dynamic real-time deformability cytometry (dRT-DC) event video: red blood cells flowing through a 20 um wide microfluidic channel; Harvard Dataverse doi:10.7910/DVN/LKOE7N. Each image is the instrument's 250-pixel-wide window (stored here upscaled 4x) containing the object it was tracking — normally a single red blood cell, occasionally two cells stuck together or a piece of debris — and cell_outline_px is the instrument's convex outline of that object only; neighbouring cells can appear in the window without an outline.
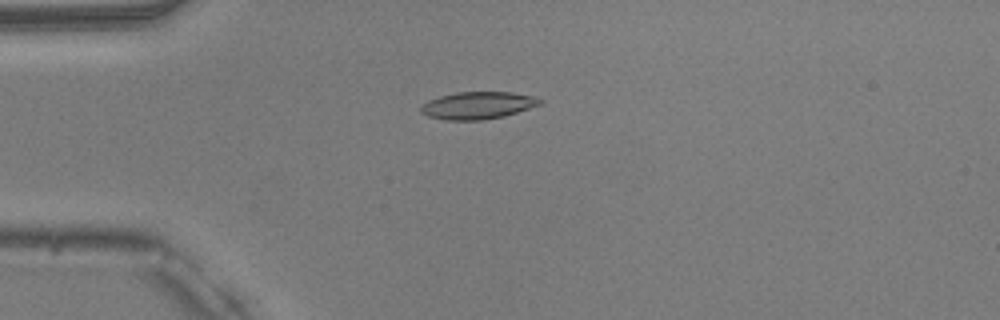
{"species": "common noctule bat (a hibernating species)", "species_latin": "Nyctalus noctula", "temperature_condition": "warm", "stored_images_in_passage": 51, "camera_frame_rate_fps": 3000, "um_per_image_px": 0.085, "animal": {"sex": "male", "body_mass_g": 20.5, "forearm_length_mm": 52.5}, "frame": {"image": 1, "passage_image": 14, "time_ms": 4.333, "image_size_px": [1000, 320], "cell_outline_px": [[544, 100], [540, 104], [504, 116], [480, 120], [444, 120], [428, 116], [420, 112], [420, 108], [428, 100], [440, 96], [456, 92], [512, 92], [532, 96]], "centroid_in_image_um": [40.58, 8.95], "position_along_channel_um": 44.4, "area_um2": 18.79}}
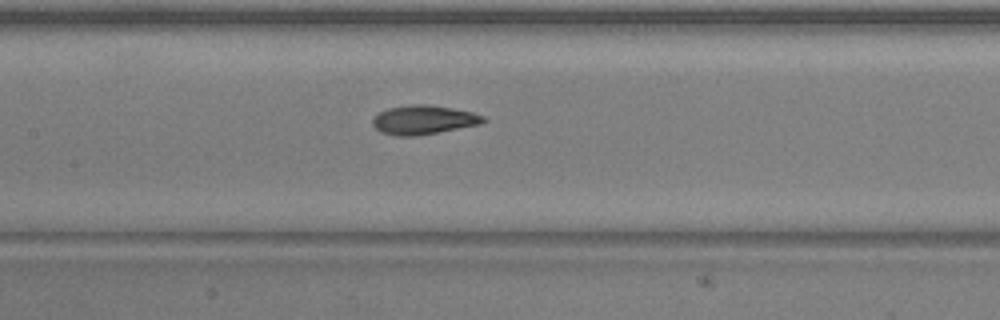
{"frame": {"image": 2, "passage_image": 25, "time_ms": 8.0, "image_size_px": [1000, 320], "cell_outline_px": [[488, 120], [480, 124], [416, 136], [396, 136], [380, 132], [372, 124], [372, 120], [380, 112], [388, 108], [412, 104], [428, 104], [452, 108], [472, 112], [484, 116]], "centroid_in_image_um": [36.0, 10.18], "position_along_channel_um": 171.4, "area_um2": 18.67}}
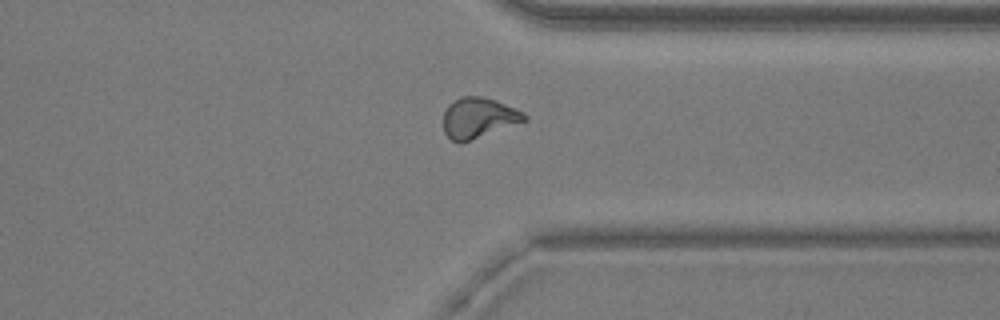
{"frame": {"image": 3, "passage_image": 40, "time_ms": 13.0, "image_size_px": [1000, 320], "cell_outline_px": [[528, 120], [460, 144], [452, 140], [444, 132], [444, 112], [448, 104], [460, 96], [480, 96], [496, 100], [524, 112], [528, 116]], "centroid_in_image_um": [40.68, 10.01], "position_along_channel_um": 370.7, "area_um2": 19.19}, "authors_computed_cell_mechanics": {"area_um2": 18.7272, "velocity_mm_per_s": 4.0196, "shape_relaxation_time_tau1_ms": 3.4428, "shape_relaxation_time_tau2_ms": 1.855, "deformation_change_tau1": 0.1625, "deformation_change_tau2": 0.0811}}